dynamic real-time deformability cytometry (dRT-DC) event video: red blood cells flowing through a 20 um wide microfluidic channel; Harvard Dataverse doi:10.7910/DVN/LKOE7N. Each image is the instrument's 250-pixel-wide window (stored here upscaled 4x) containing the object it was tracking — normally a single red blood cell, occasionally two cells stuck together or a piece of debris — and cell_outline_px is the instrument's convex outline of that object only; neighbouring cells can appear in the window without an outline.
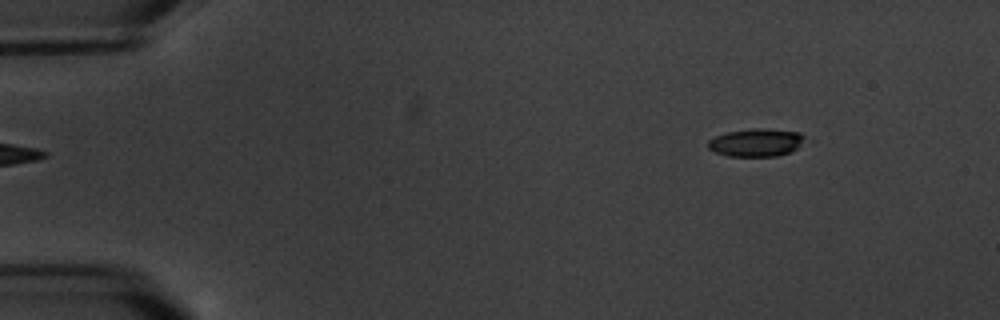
{"species": "common noctule bat (a hibernating species)", "species_latin": "Nyctalus noctula", "temperature_condition": "warm", "stored_images_in_passage": 4, "camera_frame_rate_fps": 3000, "um_per_image_px": 0.085, "animal": {"sex": "male", "body_mass_g": 20.1, "forearm_length_mm": 53.5}, "frame": {"image": 1, "passage_image": 1, "time_ms": 0.0, "image_size_px": [1000, 320], "cell_outline_px": [[804, 136], [796, 148], [792, 152], [776, 156], [728, 156], [716, 152], [708, 148], [708, 140], [716, 136], [728, 132], [752, 128], [764, 128], [800, 132]], "centroid_in_image_um": [64.25, 12.11], "position_along_channel_um": 20.8, "area_um2": 15.55}}
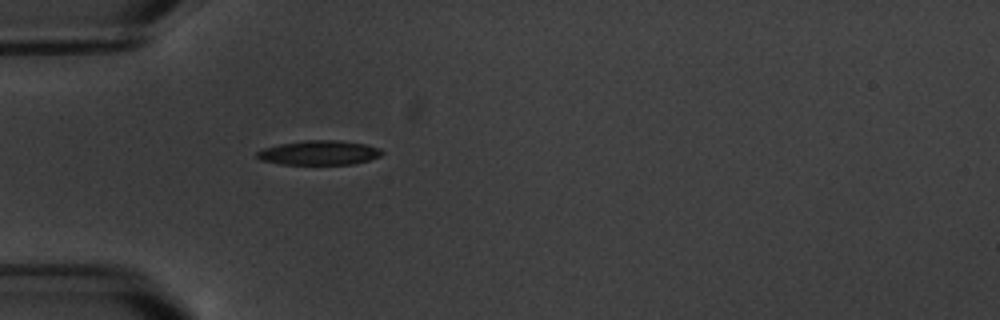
{"frame": {"image": 2, "passage_image": 4, "time_ms": 3.667, "image_size_px": [1000, 320], "cell_outline_px": [[384, 152], [380, 156], [368, 160], [352, 164], [280, 164], [260, 160], [256, 156], [256, 152], [264, 148], [280, 144], [304, 140], [340, 140], [364, 144], [380, 148]], "centroid_in_image_um": [27.12, 12.98], "position_along_channel_um": 57.9, "area_um2": 17.74}}